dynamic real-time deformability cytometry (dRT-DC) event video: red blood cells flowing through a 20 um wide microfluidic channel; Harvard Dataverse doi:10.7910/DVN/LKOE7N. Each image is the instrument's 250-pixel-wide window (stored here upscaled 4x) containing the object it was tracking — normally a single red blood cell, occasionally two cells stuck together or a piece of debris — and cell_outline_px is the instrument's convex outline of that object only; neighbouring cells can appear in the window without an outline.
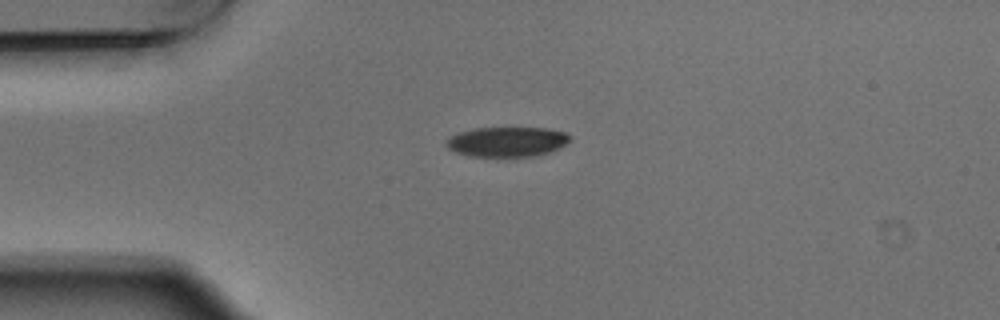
{"species": "Egyptian fruit bat (a non-hibernating species)", "species_latin": "Rousettus aegyptiacus", "temperature_condition": "warm", "stored_images_in_passage": 2, "camera_frame_rate_fps": 3000, "um_per_image_px": 0.085, "animal": {"sex": "male"}, "frame": {"image": 1, "passage_image": 1, "time_ms": 0.0, "image_size_px": [1000, 320], "cell_outline_px": [[572, 140], [560, 148], [536, 156], [468, 156], [456, 152], [448, 148], [444, 144], [452, 136], [460, 132], [476, 128], [548, 128], [564, 132], [572, 136]], "centroid_in_image_um": [43.15, 12.05], "position_along_channel_um": 41.9, "area_um2": 21.5}}